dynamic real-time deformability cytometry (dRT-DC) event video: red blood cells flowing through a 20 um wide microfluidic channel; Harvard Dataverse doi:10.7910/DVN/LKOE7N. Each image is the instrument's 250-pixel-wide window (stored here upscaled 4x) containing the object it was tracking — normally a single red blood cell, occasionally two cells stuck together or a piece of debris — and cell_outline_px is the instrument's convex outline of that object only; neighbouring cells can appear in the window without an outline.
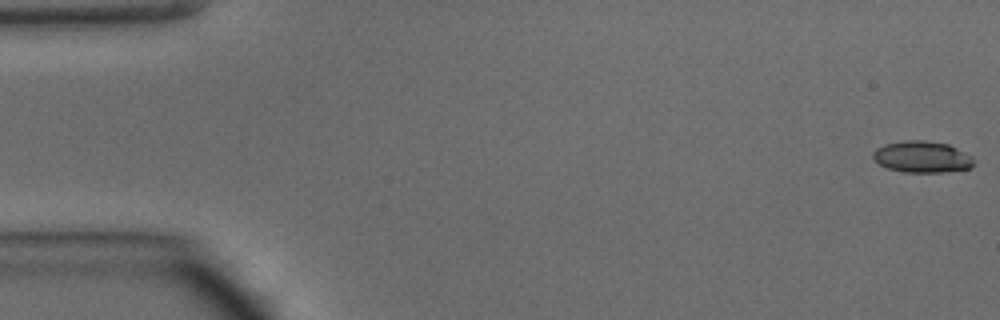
{"species": "common noctule bat (a hibernating species)", "species_latin": "Nyctalus noctula", "temperature_condition": "warm", "stored_images_in_passage": 48, "camera_frame_rate_fps": 3000, "um_per_image_px": 0.085, "animal": {"sex": "male", "body_mass_g": 15.6}, "frame": {"image": 1, "passage_image": 1, "time_ms": 0.0, "image_size_px": [1000, 320], "cell_outline_px": [[972, 168], [944, 172], [904, 172], [888, 168], [880, 164], [872, 156], [872, 152], [876, 148], [884, 144], [904, 140], [924, 140], [948, 144], [972, 156]], "centroid_in_image_um": [78.36, 13.33], "position_along_channel_um": 6.6, "area_um2": 18.44}}
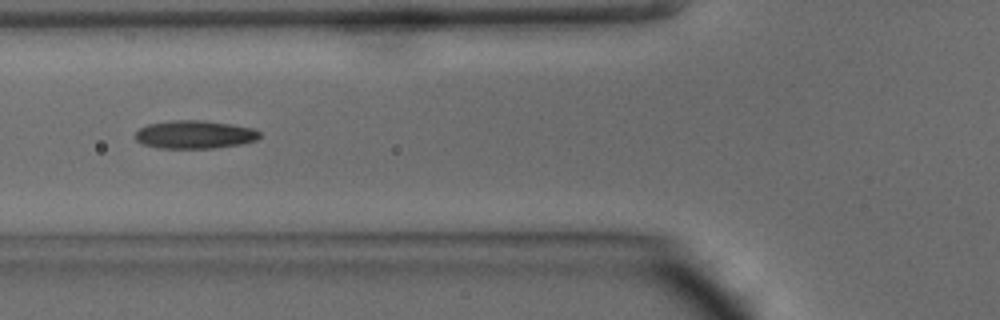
{"frame": {"image": 2, "passage_image": 18, "time_ms": 5.667, "image_size_px": [1000, 320], "cell_outline_px": [[260, 136], [256, 140], [240, 144], [212, 148], [160, 148], [144, 144], [136, 140], [136, 132], [140, 128], [148, 124], [172, 120], [204, 120], [232, 124], [252, 128], [260, 132]], "centroid_in_image_um": [16.55, 11.43], "position_along_channel_um": 109.2, "area_um2": 20.29}}
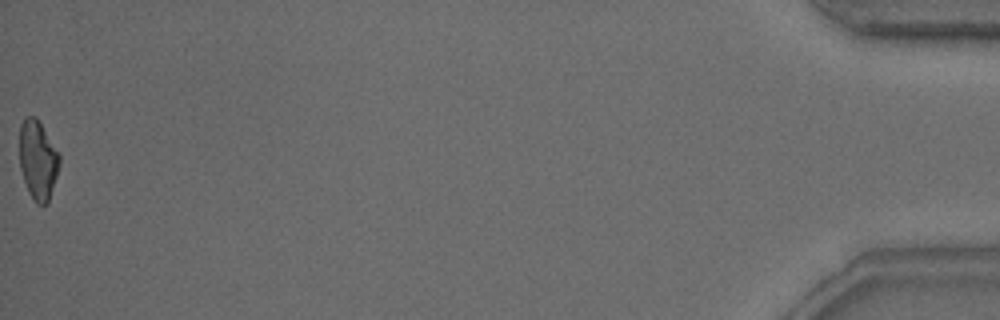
{"frame": {"image": 3, "passage_image": 48, "time_ms": 15.667, "image_size_px": [1000, 320], "cell_outline_px": [[60, 164], [48, 204], [36, 204], [28, 192], [20, 168], [20, 124], [24, 116], [36, 116], [60, 156]], "centroid_in_image_um": [3.21, 13.6], "position_along_channel_um": 432.0, "area_um2": 18.38}, "authors_computed_cell_mechanics": {"area_um2": 19.1607, "velocity_mm_per_s": 4.2504, "shape_relaxation_time_tau1_ms": null, "shape_relaxation_time_tau2_ms": 1.8826, "deformation_change_tau1": null, "deformation_change_tau2": 0.0821}}